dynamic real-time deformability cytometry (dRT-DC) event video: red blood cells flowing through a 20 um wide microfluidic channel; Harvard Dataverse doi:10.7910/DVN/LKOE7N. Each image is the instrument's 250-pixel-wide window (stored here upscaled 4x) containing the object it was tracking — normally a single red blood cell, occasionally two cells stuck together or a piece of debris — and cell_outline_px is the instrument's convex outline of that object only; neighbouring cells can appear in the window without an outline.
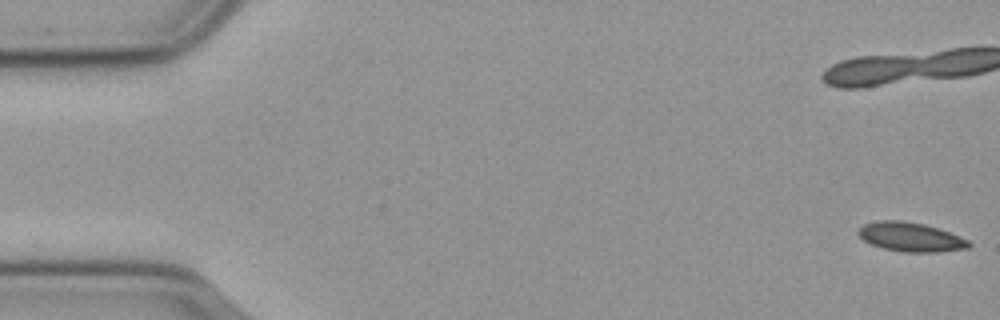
{"species": "common noctule bat (a hibernating species)", "species_latin": "Nyctalus noctula", "temperature_condition": "cold", "stored_images_in_passage": 58, "camera_frame_rate_fps": 3000, "um_per_image_px": 0.085, "animal": {"sex": "male", "body_mass_g": 23.1, "forearm_length_mm": 52.7}, "frame": {"image": 1, "passage_image": 1, "time_ms": 0.0, "image_size_px": [1000, 320], "cell_outline_px": [[972, 244], [968, 248], [936, 252], [904, 252], [884, 248], [872, 244], [864, 240], [856, 232], [864, 224], [880, 220], [900, 220], [924, 224], [948, 232], [968, 240]], "centroid_in_image_um": [77.39, 20.14], "position_along_channel_um": 7.6, "area_um2": 18.5}}
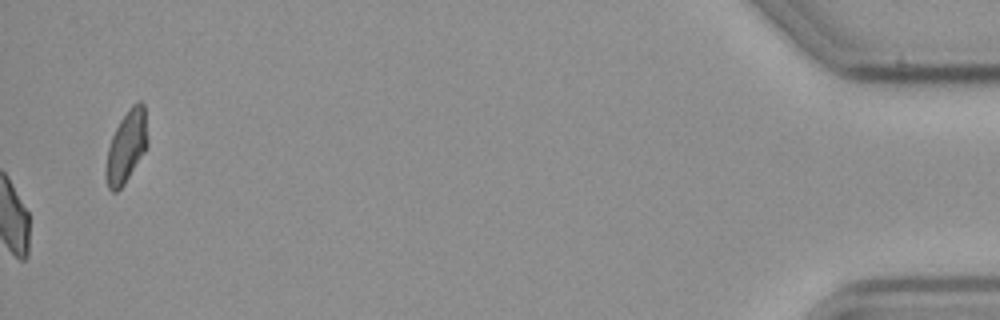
{"frame": {"image": 2, "passage_image": 58, "time_ms": 19.0, "image_size_px": [1000, 320], "cell_outline_px": [[148, 144], [144, 152], [124, 184], [116, 192], [112, 192], [108, 188], [104, 176], [104, 168], [108, 148], [112, 136], [120, 120], [128, 108], [132, 104], [140, 100], [144, 104], [148, 136]], "centroid_in_image_um": [10.73, 12.45], "position_along_channel_um": 424.5, "area_um2": 17.69}}